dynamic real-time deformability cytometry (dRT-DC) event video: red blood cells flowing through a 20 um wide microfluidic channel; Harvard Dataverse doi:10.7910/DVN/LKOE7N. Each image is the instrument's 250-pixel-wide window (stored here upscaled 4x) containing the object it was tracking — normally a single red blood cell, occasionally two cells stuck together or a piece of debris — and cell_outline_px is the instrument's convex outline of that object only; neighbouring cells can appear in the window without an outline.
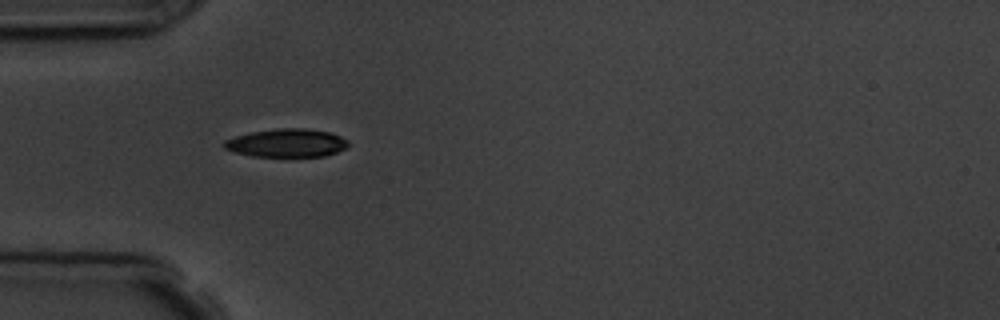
{"species": "common noctule bat (a hibernating species)", "species_latin": "Nyctalus noctula", "temperature_condition": "room temperature", "stored_images_in_passage": 2, "camera_frame_rate_fps": 3000, "um_per_image_px": 0.085, "animal": {"sex": "male", "body_mass_g": 19.5, "forearm_length_mm": 54.6}, "frame": {"image": 1, "passage_image": 1, "time_ms": 0.0, "image_size_px": [1000, 320], "cell_outline_px": [[348, 144], [344, 148], [336, 152], [324, 156], [252, 156], [236, 152], [224, 148], [220, 144], [224, 140], [236, 136], [252, 132], [276, 128], [304, 128], [332, 132], [348, 140]], "centroid_in_image_um": [24.35, 12.14], "position_along_channel_um": 60.6, "area_um2": 20.4}}